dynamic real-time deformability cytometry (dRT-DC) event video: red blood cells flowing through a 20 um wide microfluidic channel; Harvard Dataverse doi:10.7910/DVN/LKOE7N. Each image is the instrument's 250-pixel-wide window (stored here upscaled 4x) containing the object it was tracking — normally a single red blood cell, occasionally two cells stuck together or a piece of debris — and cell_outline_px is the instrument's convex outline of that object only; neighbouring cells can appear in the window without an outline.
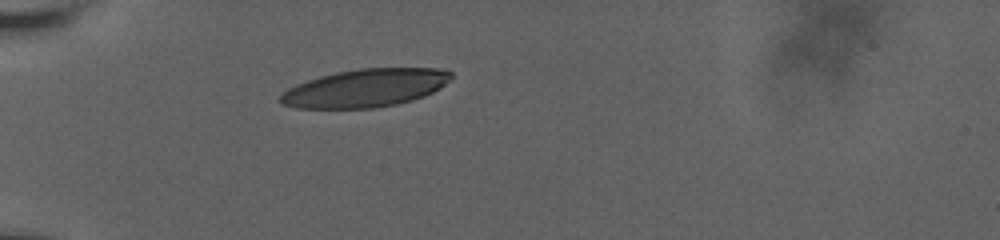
{"species": "human", "species_latin": "Homo sapiens", "temperature_condition": "room temperature", "stored_images_in_passage": 36, "camera_frame_rate_fps": 3000, "um_per_image_px": 0.085, "donor": {"sex": "male"}, "frame": {"image": 1, "passage_image": 1, "time_ms": 0.0, "image_size_px": [1000, 240], "cell_outline_px": [[452, 76], [440, 88], [424, 96], [412, 100], [396, 104], [376, 108], [296, 108], [284, 104], [280, 100], [280, 96], [288, 88], [296, 84], [320, 76], [336, 72], [360, 68], [436, 68], [452, 72]], "centroid_in_image_um": [31.05, 7.48], "position_along_channel_um": 53.9, "area_um2": 37.63}}
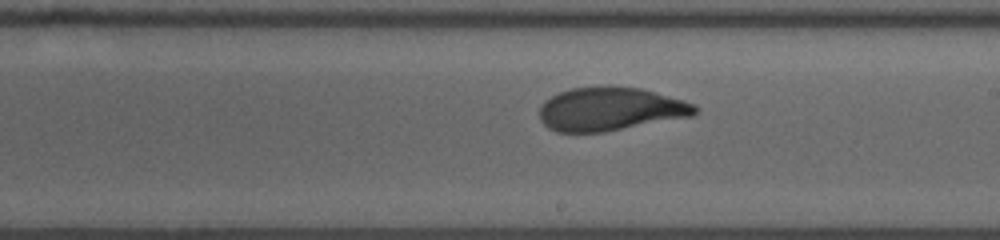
{"frame": {"image": 2, "passage_image": 20, "time_ms": 5.667, "image_size_px": [1000, 240], "cell_outline_px": [[700, 108], [692, 116], [604, 132], [556, 132], [548, 128], [540, 120], [540, 108], [544, 100], [560, 92], [572, 88], [604, 84], [608, 84], [640, 88], [684, 100], [696, 104]], "centroid_in_image_um": [51.88, 9.25], "position_along_channel_um": 237.1, "area_um2": 39.88}}
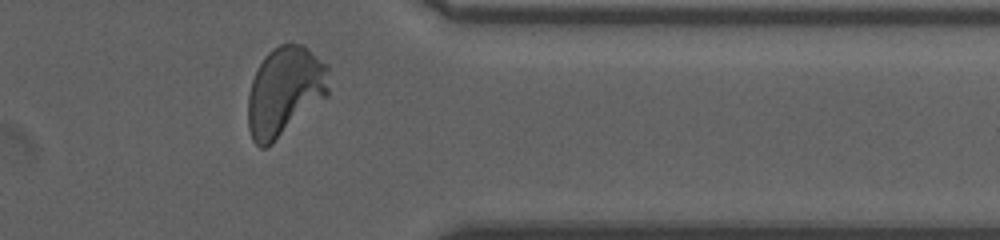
{"frame": {"image": 3, "passage_image": 33, "time_ms": 10.0, "image_size_px": [1000, 240], "cell_outline_px": [[328, 96], [268, 148], [260, 148], [252, 140], [248, 128], [248, 96], [252, 80], [264, 56], [272, 48], [280, 44], [304, 44], [328, 64]], "centroid_in_image_um": [24.21, 7.77], "position_along_channel_um": 387.2, "area_um2": 42.54}, "authors_computed_cell_mechanics": {"area_um2": 39.9687, "velocity_mm_per_s": 3.6225, "shape_relaxation_time_tau1_ms": 4.6627, "shape_relaxation_time_tau2_ms": 0.8348, "deformation_change_tau1": 0.1886, "deformation_change_tau2": 0.0701}}